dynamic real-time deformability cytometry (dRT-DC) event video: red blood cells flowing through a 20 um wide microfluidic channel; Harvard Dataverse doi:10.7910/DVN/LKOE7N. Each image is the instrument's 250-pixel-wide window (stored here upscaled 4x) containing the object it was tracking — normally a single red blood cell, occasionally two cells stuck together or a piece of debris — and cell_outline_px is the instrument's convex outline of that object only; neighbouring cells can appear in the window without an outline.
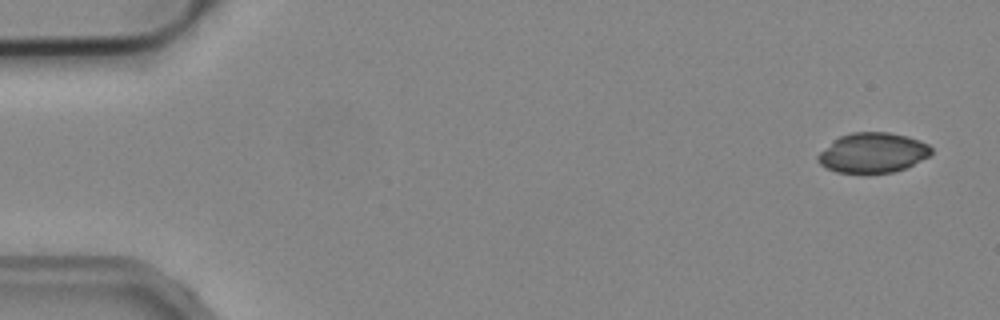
{"species": "common noctule bat (a hibernating species)", "species_latin": "Nyctalus noctula", "temperature_condition": "cold", "stored_images_in_passage": 3, "camera_frame_rate_fps": 3000, "um_per_image_px": 0.085, "animal": {"sex": "male", "body_mass_g": 19.2, "forearm_length_mm": 51.8}, "frame": {"image": 1, "passage_image": 1, "time_ms": 0.0, "image_size_px": [1000, 320], "cell_outline_px": [[932, 152], [928, 156], [904, 168], [892, 172], [836, 172], [820, 164], [816, 160], [816, 156], [832, 140], [840, 136], [852, 132], [888, 132], [908, 136], [920, 140], [928, 144], [932, 148]], "centroid_in_image_um": [74.16, 12.96], "position_along_channel_um": 10.8, "area_um2": 26.18}}